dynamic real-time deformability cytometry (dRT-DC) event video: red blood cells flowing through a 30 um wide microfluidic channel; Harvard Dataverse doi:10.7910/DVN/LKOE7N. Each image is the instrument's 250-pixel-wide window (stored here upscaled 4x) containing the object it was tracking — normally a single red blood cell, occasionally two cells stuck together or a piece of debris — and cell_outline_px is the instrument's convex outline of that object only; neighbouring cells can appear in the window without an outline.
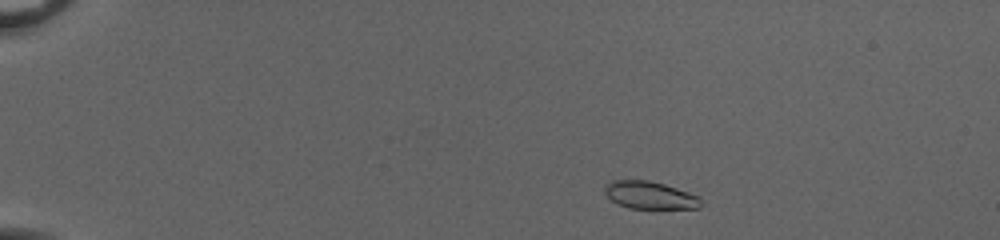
{"species": "common noctule bat (a hibernating species)", "species_latin": "Nyctalus noctula", "temperature_condition": "cold", "stored_images_in_passage": 45, "camera_frame_rate_fps": 3000, "um_per_image_px": 0.085, "animal": {"sex": "female", "body_mass_g": 20.0, "forearm_length_mm": 54.0}, "frame": {"image": 1, "passage_image": 2, "time_ms": 0.333, "image_size_px": [1000, 240], "cell_outline_px": [[704, 204], [700, 208], [628, 208], [612, 200], [604, 192], [604, 188], [612, 180], [648, 180], [664, 184], [700, 196], [704, 200]], "centroid_in_image_um": [55.31, 16.59], "position_along_channel_um": 29.7, "area_um2": 15.43}}
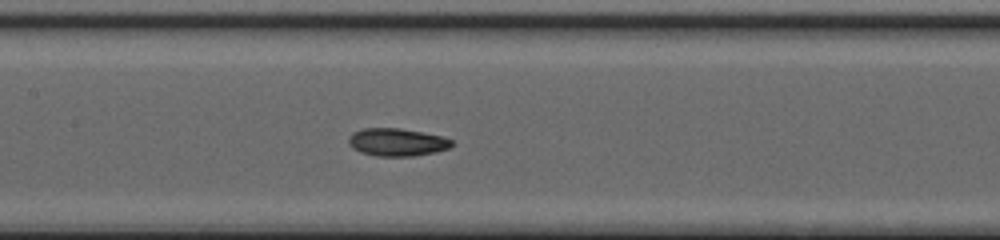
{"frame": {"image": 2, "passage_image": 20, "time_ms": 6.333, "image_size_px": [1000, 240], "cell_outline_px": [[452, 144], [448, 148], [436, 152], [412, 156], [376, 156], [360, 152], [352, 148], [348, 144], [348, 136], [352, 132], [364, 128], [400, 128], [440, 136], [452, 140]], "centroid_in_image_um": [33.68, 12.09], "position_along_channel_um": 173.7, "area_um2": 16.65}}
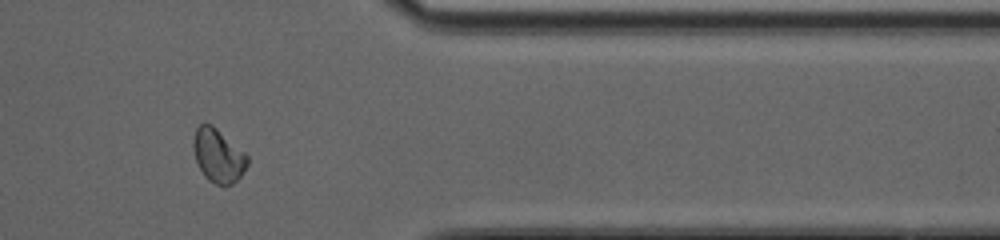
{"frame": {"image": 3, "passage_image": 37, "time_ms": 12.0, "image_size_px": [1000, 240], "cell_outline_px": [[248, 164], [240, 176], [232, 184], [216, 184], [208, 180], [204, 176], [196, 160], [192, 148], [192, 140], [196, 128], [200, 124], [212, 124], [244, 152], [248, 156]], "centroid_in_image_um": [18.52, 13.21], "position_along_channel_um": 392.9, "area_um2": 16.7}, "authors_computed_cell_mechanics": {"area_um2": 16.2996, "velocity_mm_per_s": 4.0522, "shape_relaxation_time_tau1_ms": 3.5888, "shape_relaxation_time_tau2_ms": 1.6879, "deformation_change_tau1": 0.1261, "deformation_change_tau2": 0.0466}}